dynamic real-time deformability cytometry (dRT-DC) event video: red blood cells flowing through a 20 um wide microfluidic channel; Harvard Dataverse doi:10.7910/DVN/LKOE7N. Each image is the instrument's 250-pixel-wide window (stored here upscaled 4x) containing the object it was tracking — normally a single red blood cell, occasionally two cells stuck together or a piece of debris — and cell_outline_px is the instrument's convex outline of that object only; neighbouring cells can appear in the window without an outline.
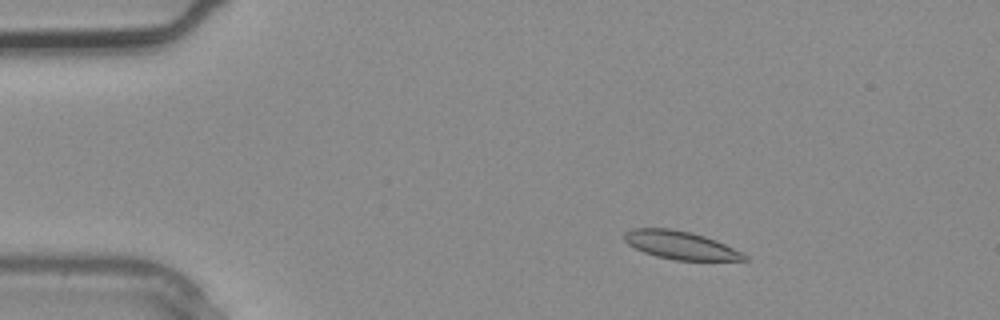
{"species": "common noctule bat (a hibernating species)", "species_latin": "Nyctalus noctula", "temperature_condition": "warm", "stored_images_in_passage": 3, "camera_frame_rate_fps": 3000, "um_per_image_px": 0.085, "animal": {"sex": "male", "body_mass_g": 20.4}, "frame": {"image": 1, "passage_image": 1, "time_ms": 0.0, "image_size_px": [1000, 320], "cell_outline_px": [[748, 260], [676, 260], [656, 256], [644, 252], [628, 244], [624, 240], [624, 232], [632, 228], [672, 228], [692, 232], [716, 240], [744, 252], [748, 256]], "centroid_in_image_um": [57.86, 20.83], "position_along_channel_um": 27.1, "area_um2": 19.77}}